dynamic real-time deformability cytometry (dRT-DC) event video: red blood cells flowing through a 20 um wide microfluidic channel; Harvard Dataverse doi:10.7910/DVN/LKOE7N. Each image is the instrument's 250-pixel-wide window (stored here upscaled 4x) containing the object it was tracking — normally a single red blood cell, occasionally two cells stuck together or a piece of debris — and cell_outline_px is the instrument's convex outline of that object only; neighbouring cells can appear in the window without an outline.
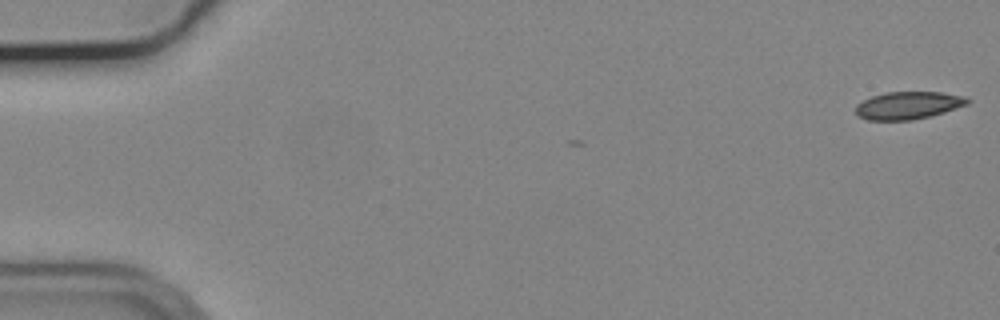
{"species": "common noctule bat (a hibernating species)", "species_latin": "Nyctalus noctula", "temperature_condition": "cold", "stored_images_in_passage": 7, "camera_frame_rate_fps": 3000, "um_per_image_px": 0.085, "animal": {"sex": "male", "body_mass_g": 19.2, "forearm_length_mm": 51.8}, "frame": {"image": 1, "passage_image": 1, "time_ms": 0.0, "image_size_px": [1000, 320], "cell_outline_px": [[972, 100], [968, 104], [944, 112], [912, 120], [868, 120], [856, 116], [856, 104], [872, 96], [884, 92], [940, 92], [964, 96]], "centroid_in_image_um": [77.18, 8.95], "position_along_channel_um": 7.8, "area_um2": 17.98}}